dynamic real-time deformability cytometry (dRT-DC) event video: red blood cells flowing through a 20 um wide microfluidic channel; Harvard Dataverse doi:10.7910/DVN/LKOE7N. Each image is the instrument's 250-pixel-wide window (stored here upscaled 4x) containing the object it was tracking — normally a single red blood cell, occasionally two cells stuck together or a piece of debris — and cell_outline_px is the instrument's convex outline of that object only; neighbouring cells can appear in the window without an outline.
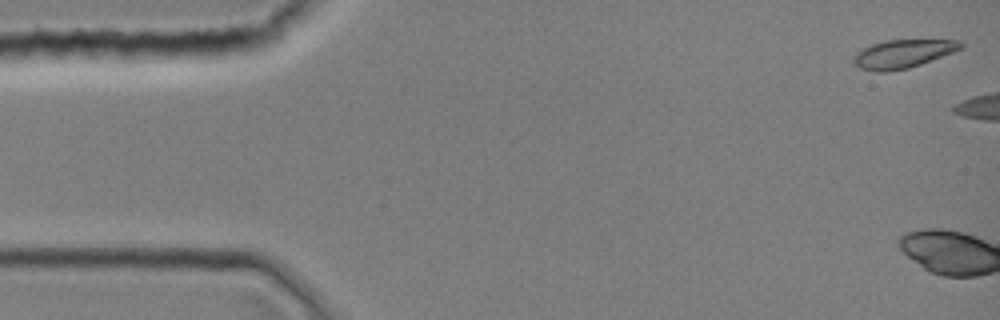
{"species": "common noctule bat (a hibernating species)", "species_latin": "Nyctalus noctula", "temperature_condition": "room temperature", "stored_images_in_passage": 2, "camera_frame_rate_fps": 3000, "um_per_image_px": 0.085, "animal": {"sex": "female", "body_mass_g": 19.0, "forearm_length_mm": 51.5}, "frame": {"image": 1, "passage_image": 1, "time_ms": 0.0, "image_size_px": [1000, 320], "cell_outline_px": [[964, 48], [920, 64], [908, 68], [888, 72], [876, 72], [860, 68], [852, 60], [856, 52], [872, 44], [884, 40], [960, 40], [964, 44]], "centroid_in_image_um": [76.75, 4.57], "position_along_channel_um": 8.3, "area_um2": 17.69}}